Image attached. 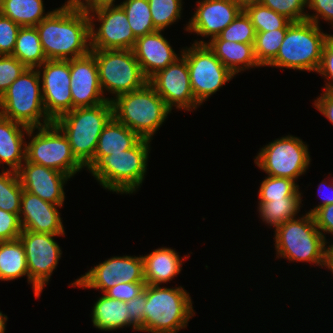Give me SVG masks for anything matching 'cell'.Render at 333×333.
I'll list each match as a JSON object with an SVG mask.
<instances>
[{
	"label": "cell",
	"instance_id": "1",
	"mask_svg": "<svg viewBox=\"0 0 333 333\" xmlns=\"http://www.w3.org/2000/svg\"><path fill=\"white\" fill-rule=\"evenodd\" d=\"M35 27L47 60H70L91 51L89 14L78 7L56 8Z\"/></svg>",
	"mask_w": 333,
	"mask_h": 333
},
{
	"label": "cell",
	"instance_id": "2",
	"mask_svg": "<svg viewBox=\"0 0 333 333\" xmlns=\"http://www.w3.org/2000/svg\"><path fill=\"white\" fill-rule=\"evenodd\" d=\"M113 117L110 100L93 107L68 111L53 122L67 137L76 160L85 168L94 158L99 136Z\"/></svg>",
	"mask_w": 333,
	"mask_h": 333
},
{
	"label": "cell",
	"instance_id": "3",
	"mask_svg": "<svg viewBox=\"0 0 333 333\" xmlns=\"http://www.w3.org/2000/svg\"><path fill=\"white\" fill-rule=\"evenodd\" d=\"M194 312L190 294L183 287L146 285L143 327L139 331L176 333L186 328Z\"/></svg>",
	"mask_w": 333,
	"mask_h": 333
},
{
	"label": "cell",
	"instance_id": "4",
	"mask_svg": "<svg viewBox=\"0 0 333 333\" xmlns=\"http://www.w3.org/2000/svg\"><path fill=\"white\" fill-rule=\"evenodd\" d=\"M113 116L142 139L151 140L171 110L147 82L142 88L110 99Z\"/></svg>",
	"mask_w": 333,
	"mask_h": 333
},
{
	"label": "cell",
	"instance_id": "5",
	"mask_svg": "<svg viewBox=\"0 0 333 333\" xmlns=\"http://www.w3.org/2000/svg\"><path fill=\"white\" fill-rule=\"evenodd\" d=\"M151 140L141 139L133 148L103 157L91 170L103 188L116 193H133L147 172Z\"/></svg>",
	"mask_w": 333,
	"mask_h": 333
},
{
	"label": "cell",
	"instance_id": "6",
	"mask_svg": "<svg viewBox=\"0 0 333 333\" xmlns=\"http://www.w3.org/2000/svg\"><path fill=\"white\" fill-rule=\"evenodd\" d=\"M329 37L330 34L321 32L320 27L309 20L292 22L276 57L267 66L317 72Z\"/></svg>",
	"mask_w": 333,
	"mask_h": 333
},
{
	"label": "cell",
	"instance_id": "7",
	"mask_svg": "<svg viewBox=\"0 0 333 333\" xmlns=\"http://www.w3.org/2000/svg\"><path fill=\"white\" fill-rule=\"evenodd\" d=\"M274 238L278 258L325 267L328 242L316 227L312 214L284 222L275 229Z\"/></svg>",
	"mask_w": 333,
	"mask_h": 333
},
{
	"label": "cell",
	"instance_id": "8",
	"mask_svg": "<svg viewBox=\"0 0 333 333\" xmlns=\"http://www.w3.org/2000/svg\"><path fill=\"white\" fill-rule=\"evenodd\" d=\"M40 83L38 69L27 68L1 96L0 115L28 128L51 124L53 120L46 114Z\"/></svg>",
	"mask_w": 333,
	"mask_h": 333
},
{
	"label": "cell",
	"instance_id": "9",
	"mask_svg": "<svg viewBox=\"0 0 333 333\" xmlns=\"http://www.w3.org/2000/svg\"><path fill=\"white\" fill-rule=\"evenodd\" d=\"M91 52L97 62L103 94L106 89L117 97L140 89L148 82L132 50L91 49Z\"/></svg>",
	"mask_w": 333,
	"mask_h": 333
},
{
	"label": "cell",
	"instance_id": "10",
	"mask_svg": "<svg viewBox=\"0 0 333 333\" xmlns=\"http://www.w3.org/2000/svg\"><path fill=\"white\" fill-rule=\"evenodd\" d=\"M35 129L38 132L34 136ZM27 134L33 136L26 145V159L29 162L55 169L70 177L84 168L74 157L67 137L54 122L29 128Z\"/></svg>",
	"mask_w": 333,
	"mask_h": 333
},
{
	"label": "cell",
	"instance_id": "11",
	"mask_svg": "<svg viewBox=\"0 0 333 333\" xmlns=\"http://www.w3.org/2000/svg\"><path fill=\"white\" fill-rule=\"evenodd\" d=\"M307 146L298 137L292 135L281 137L261 148L254 162L268 176L295 181L310 165Z\"/></svg>",
	"mask_w": 333,
	"mask_h": 333
},
{
	"label": "cell",
	"instance_id": "12",
	"mask_svg": "<svg viewBox=\"0 0 333 333\" xmlns=\"http://www.w3.org/2000/svg\"><path fill=\"white\" fill-rule=\"evenodd\" d=\"M181 55L187 61L192 92L200 105L234 77L206 44L193 43Z\"/></svg>",
	"mask_w": 333,
	"mask_h": 333
},
{
	"label": "cell",
	"instance_id": "13",
	"mask_svg": "<svg viewBox=\"0 0 333 333\" xmlns=\"http://www.w3.org/2000/svg\"><path fill=\"white\" fill-rule=\"evenodd\" d=\"M87 13L90 19L91 49H133L137 38L134 36L127 15L120 5H103ZM95 16L97 19H94ZM94 20L100 22V26L96 30Z\"/></svg>",
	"mask_w": 333,
	"mask_h": 333
},
{
	"label": "cell",
	"instance_id": "14",
	"mask_svg": "<svg viewBox=\"0 0 333 333\" xmlns=\"http://www.w3.org/2000/svg\"><path fill=\"white\" fill-rule=\"evenodd\" d=\"M61 235L65 234L22 230L19 236L26 254L29 283L32 284L35 297L40 296L61 258V249L54 240L55 236Z\"/></svg>",
	"mask_w": 333,
	"mask_h": 333
},
{
	"label": "cell",
	"instance_id": "15",
	"mask_svg": "<svg viewBox=\"0 0 333 333\" xmlns=\"http://www.w3.org/2000/svg\"><path fill=\"white\" fill-rule=\"evenodd\" d=\"M133 282H145L142 256L111 257L91 268L72 286L100 289L104 294L117 284Z\"/></svg>",
	"mask_w": 333,
	"mask_h": 333
},
{
	"label": "cell",
	"instance_id": "16",
	"mask_svg": "<svg viewBox=\"0 0 333 333\" xmlns=\"http://www.w3.org/2000/svg\"><path fill=\"white\" fill-rule=\"evenodd\" d=\"M37 69L42 79L44 108L46 114L54 121L60 115L73 110L70 60H46ZM40 69H43V72Z\"/></svg>",
	"mask_w": 333,
	"mask_h": 333
},
{
	"label": "cell",
	"instance_id": "17",
	"mask_svg": "<svg viewBox=\"0 0 333 333\" xmlns=\"http://www.w3.org/2000/svg\"><path fill=\"white\" fill-rule=\"evenodd\" d=\"M148 82L170 110L174 106L190 111L200 106L192 92L187 61L182 55L165 69L159 70Z\"/></svg>",
	"mask_w": 333,
	"mask_h": 333
},
{
	"label": "cell",
	"instance_id": "18",
	"mask_svg": "<svg viewBox=\"0 0 333 333\" xmlns=\"http://www.w3.org/2000/svg\"><path fill=\"white\" fill-rule=\"evenodd\" d=\"M70 80L73 109L93 107L110 100L103 96L97 62L91 51L70 59Z\"/></svg>",
	"mask_w": 333,
	"mask_h": 333
},
{
	"label": "cell",
	"instance_id": "19",
	"mask_svg": "<svg viewBox=\"0 0 333 333\" xmlns=\"http://www.w3.org/2000/svg\"><path fill=\"white\" fill-rule=\"evenodd\" d=\"M22 188L42 200L63 205L64 184L71 177L55 169L29 162L27 159L17 171Z\"/></svg>",
	"mask_w": 333,
	"mask_h": 333
},
{
	"label": "cell",
	"instance_id": "20",
	"mask_svg": "<svg viewBox=\"0 0 333 333\" xmlns=\"http://www.w3.org/2000/svg\"><path fill=\"white\" fill-rule=\"evenodd\" d=\"M186 31L202 37H217L243 10L236 0H199Z\"/></svg>",
	"mask_w": 333,
	"mask_h": 333
},
{
	"label": "cell",
	"instance_id": "21",
	"mask_svg": "<svg viewBox=\"0 0 333 333\" xmlns=\"http://www.w3.org/2000/svg\"><path fill=\"white\" fill-rule=\"evenodd\" d=\"M23 189L19 219L22 230L37 233L65 234L58 207ZM57 207V208H56Z\"/></svg>",
	"mask_w": 333,
	"mask_h": 333
},
{
	"label": "cell",
	"instance_id": "22",
	"mask_svg": "<svg viewBox=\"0 0 333 333\" xmlns=\"http://www.w3.org/2000/svg\"><path fill=\"white\" fill-rule=\"evenodd\" d=\"M132 51L148 80L159 70L165 69L180 58L164 38L161 30L138 37Z\"/></svg>",
	"mask_w": 333,
	"mask_h": 333
},
{
	"label": "cell",
	"instance_id": "23",
	"mask_svg": "<svg viewBox=\"0 0 333 333\" xmlns=\"http://www.w3.org/2000/svg\"><path fill=\"white\" fill-rule=\"evenodd\" d=\"M194 44H206L234 76L242 70L260 67L254 54V44L221 40L218 36L208 43L195 40Z\"/></svg>",
	"mask_w": 333,
	"mask_h": 333
},
{
	"label": "cell",
	"instance_id": "24",
	"mask_svg": "<svg viewBox=\"0 0 333 333\" xmlns=\"http://www.w3.org/2000/svg\"><path fill=\"white\" fill-rule=\"evenodd\" d=\"M28 131L27 126L0 115V163L9 166L8 170L17 172L26 160L24 134Z\"/></svg>",
	"mask_w": 333,
	"mask_h": 333
},
{
	"label": "cell",
	"instance_id": "25",
	"mask_svg": "<svg viewBox=\"0 0 333 333\" xmlns=\"http://www.w3.org/2000/svg\"><path fill=\"white\" fill-rule=\"evenodd\" d=\"M142 138L114 116L102 130L93 160L86 166L91 170L103 157L133 148Z\"/></svg>",
	"mask_w": 333,
	"mask_h": 333
},
{
	"label": "cell",
	"instance_id": "26",
	"mask_svg": "<svg viewBox=\"0 0 333 333\" xmlns=\"http://www.w3.org/2000/svg\"><path fill=\"white\" fill-rule=\"evenodd\" d=\"M144 280L146 285H160L171 281L181 271L182 261L178 253L171 248H158L142 256Z\"/></svg>",
	"mask_w": 333,
	"mask_h": 333
},
{
	"label": "cell",
	"instance_id": "27",
	"mask_svg": "<svg viewBox=\"0 0 333 333\" xmlns=\"http://www.w3.org/2000/svg\"><path fill=\"white\" fill-rule=\"evenodd\" d=\"M92 311L93 325L100 330L112 331L132 325L128 304L105 294L98 298Z\"/></svg>",
	"mask_w": 333,
	"mask_h": 333
},
{
	"label": "cell",
	"instance_id": "28",
	"mask_svg": "<svg viewBox=\"0 0 333 333\" xmlns=\"http://www.w3.org/2000/svg\"><path fill=\"white\" fill-rule=\"evenodd\" d=\"M44 11L43 0H0V14L20 27H35L53 12Z\"/></svg>",
	"mask_w": 333,
	"mask_h": 333
},
{
	"label": "cell",
	"instance_id": "29",
	"mask_svg": "<svg viewBox=\"0 0 333 333\" xmlns=\"http://www.w3.org/2000/svg\"><path fill=\"white\" fill-rule=\"evenodd\" d=\"M22 276H27L29 283L26 254L20 239L1 241L0 280H15Z\"/></svg>",
	"mask_w": 333,
	"mask_h": 333
},
{
	"label": "cell",
	"instance_id": "30",
	"mask_svg": "<svg viewBox=\"0 0 333 333\" xmlns=\"http://www.w3.org/2000/svg\"><path fill=\"white\" fill-rule=\"evenodd\" d=\"M27 68H38L46 60L36 27H21L12 54Z\"/></svg>",
	"mask_w": 333,
	"mask_h": 333
},
{
	"label": "cell",
	"instance_id": "31",
	"mask_svg": "<svg viewBox=\"0 0 333 333\" xmlns=\"http://www.w3.org/2000/svg\"><path fill=\"white\" fill-rule=\"evenodd\" d=\"M301 198H282L269 202H259L258 210L262 220L275 229L284 222L296 218L300 211Z\"/></svg>",
	"mask_w": 333,
	"mask_h": 333
},
{
	"label": "cell",
	"instance_id": "32",
	"mask_svg": "<svg viewBox=\"0 0 333 333\" xmlns=\"http://www.w3.org/2000/svg\"><path fill=\"white\" fill-rule=\"evenodd\" d=\"M136 38L155 32L148 0H125L119 4Z\"/></svg>",
	"mask_w": 333,
	"mask_h": 333
},
{
	"label": "cell",
	"instance_id": "33",
	"mask_svg": "<svg viewBox=\"0 0 333 333\" xmlns=\"http://www.w3.org/2000/svg\"><path fill=\"white\" fill-rule=\"evenodd\" d=\"M243 10L249 16L256 33L275 29H287L292 23L285 16L278 14L261 3L246 5Z\"/></svg>",
	"mask_w": 333,
	"mask_h": 333
},
{
	"label": "cell",
	"instance_id": "34",
	"mask_svg": "<svg viewBox=\"0 0 333 333\" xmlns=\"http://www.w3.org/2000/svg\"><path fill=\"white\" fill-rule=\"evenodd\" d=\"M23 188L17 172H0V209L19 216Z\"/></svg>",
	"mask_w": 333,
	"mask_h": 333
},
{
	"label": "cell",
	"instance_id": "35",
	"mask_svg": "<svg viewBox=\"0 0 333 333\" xmlns=\"http://www.w3.org/2000/svg\"><path fill=\"white\" fill-rule=\"evenodd\" d=\"M299 186L289 178L267 176L260 185L259 202H269L282 198H301Z\"/></svg>",
	"mask_w": 333,
	"mask_h": 333
},
{
	"label": "cell",
	"instance_id": "36",
	"mask_svg": "<svg viewBox=\"0 0 333 333\" xmlns=\"http://www.w3.org/2000/svg\"><path fill=\"white\" fill-rule=\"evenodd\" d=\"M287 29H275L257 32L254 43V54L260 66H267L277 55Z\"/></svg>",
	"mask_w": 333,
	"mask_h": 333
},
{
	"label": "cell",
	"instance_id": "37",
	"mask_svg": "<svg viewBox=\"0 0 333 333\" xmlns=\"http://www.w3.org/2000/svg\"><path fill=\"white\" fill-rule=\"evenodd\" d=\"M152 22L157 30L163 31L181 19L182 0H148Z\"/></svg>",
	"mask_w": 333,
	"mask_h": 333
},
{
	"label": "cell",
	"instance_id": "38",
	"mask_svg": "<svg viewBox=\"0 0 333 333\" xmlns=\"http://www.w3.org/2000/svg\"><path fill=\"white\" fill-rule=\"evenodd\" d=\"M255 36L254 26L244 10L218 35L221 40L245 44H254Z\"/></svg>",
	"mask_w": 333,
	"mask_h": 333
},
{
	"label": "cell",
	"instance_id": "39",
	"mask_svg": "<svg viewBox=\"0 0 333 333\" xmlns=\"http://www.w3.org/2000/svg\"><path fill=\"white\" fill-rule=\"evenodd\" d=\"M260 3L285 16L291 22L306 20L308 14L304 12L307 0H261Z\"/></svg>",
	"mask_w": 333,
	"mask_h": 333
},
{
	"label": "cell",
	"instance_id": "40",
	"mask_svg": "<svg viewBox=\"0 0 333 333\" xmlns=\"http://www.w3.org/2000/svg\"><path fill=\"white\" fill-rule=\"evenodd\" d=\"M26 69L16 57L0 55V98Z\"/></svg>",
	"mask_w": 333,
	"mask_h": 333
},
{
	"label": "cell",
	"instance_id": "41",
	"mask_svg": "<svg viewBox=\"0 0 333 333\" xmlns=\"http://www.w3.org/2000/svg\"><path fill=\"white\" fill-rule=\"evenodd\" d=\"M21 27L0 14V55H12L18 31Z\"/></svg>",
	"mask_w": 333,
	"mask_h": 333
},
{
	"label": "cell",
	"instance_id": "42",
	"mask_svg": "<svg viewBox=\"0 0 333 333\" xmlns=\"http://www.w3.org/2000/svg\"><path fill=\"white\" fill-rule=\"evenodd\" d=\"M21 232L19 216L0 209V242L18 239Z\"/></svg>",
	"mask_w": 333,
	"mask_h": 333
},
{
	"label": "cell",
	"instance_id": "43",
	"mask_svg": "<svg viewBox=\"0 0 333 333\" xmlns=\"http://www.w3.org/2000/svg\"><path fill=\"white\" fill-rule=\"evenodd\" d=\"M146 287L145 282L120 283L108 289L104 294L107 297L128 302L135 296L140 295Z\"/></svg>",
	"mask_w": 333,
	"mask_h": 333
},
{
	"label": "cell",
	"instance_id": "44",
	"mask_svg": "<svg viewBox=\"0 0 333 333\" xmlns=\"http://www.w3.org/2000/svg\"><path fill=\"white\" fill-rule=\"evenodd\" d=\"M317 73L324 75L327 78L326 80H329L325 84L324 90L333 93V39L331 37H329L323 47L321 63Z\"/></svg>",
	"mask_w": 333,
	"mask_h": 333
},
{
	"label": "cell",
	"instance_id": "45",
	"mask_svg": "<svg viewBox=\"0 0 333 333\" xmlns=\"http://www.w3.org/2000/svg\"><path fill=\"white\" fill-rule=\"evenodd\" d=\"M307 7L316 13L307 14L306 20L319 26V17H322L323 20L329 21L333 27V0H307Z\"/></svg>",
	"mask_w": 333,
	"mask_h": 333
},
{
	"label": "cell",
	"instance_id": "46",
	"mask_svg": "<svg viewBox=\"0 0 333 333\" xmlns=\"http://www.w3.org/2000/svg\"><path fill=\"white\" fill-rule=\"evenodd\" d=\"M130 313V323L134 330L139 331L143 327V312L146 304V287L145 290L132 300L126 302Z\"/></svg>",
	"mask_w": 333,
	"mask_h": 333
},
{
	"label": "cell",
	"instance_id": "47",
	"mask_svg": "<svg viewBox=\"0 0 333 333\" xmlns=\"http://www.w3.org/2000/svg\"><path fill=\"white\" fill-rule=\"evenodd\" d=\"M313 219L316 227L321 232L323 237H325V233H329L333 235V204L323 206L317 209L313 214ZM323 231V232H322Z\"/></svg>",
	"mask_w": 333,
	"mask_h": 333
},
{
	"label": "cell",
	"instance_id": "48",
	"mask_svg": "<svg viewBox=\"0 0 333 333\" xmlns=\"http://www.w3.org/2000/svg\"><path fill=\"white\" fill-rule=\"evenodd\" d=\"M314 105L333 124V93L324 91Z\"/></svg>",
	"mask_w": 333,
	"mask_h": 333
},
{
	"label": "cell",
	"instance_id": "49",
	"mask_svg": "<svg viewBox=\"0 0 333 333\" xmlns=\"http://www.w3.org/2000/svg\"><path fill=\"white\" fill-rule=\"evenodd\" d=\"M114 2L115 0H83L77 7L88 12L99 6L113 5Z\"/></svg>",
	"mask_w": 333,
	"mask_h": 333
},
{
	"label": "cell",
	"instance_id": "50",
	"mask_svg": "<svg viewBox=\"0 0 333 333\" xmlns=\"http://www.w3.org/2000/svg\"><path fill=\"white\" fill-rule=\"evenodd\" d=\"M318 186H319L318 188H319L320 190H321L320 187H322V186H326V187L329 189V191H331V194H332V195L327 194L324 198L321 197L322 200H323L322 203L319 204L318 206H315V208L311 209V210L308 212V213H310V214H313L317 209H319V208H321V207H323V206L333 204V181H332V183L329 184V185H326V182H325V181H322ZM319 189H318V193H319V191H320ZM328 193H329V192H328Z\"/></svg>",
	"mask_w": 333,
	"mask_h": 333
},
{
	"label": "cell",
	"instance_id": "51",
	"mask_svg": "<svg viewBox=\"0 0 333 333\" xmlns=\"http://www.w3.org/2000/svg\"><path fill=\"white\" fill-rule=\"evenodd\" d=\"M326 268L330 269L333 273V244L327 246L326 254Z\"/></svg>",
	"mask_w": 333,
	"mask_h": 333
},
{
	"label": "cell",
	"instance_id": "52",
	"mask_svg": "<svg viewBox=\"0 0 333 333\" xmlns=\"http://www.w3.org/2000/svg\"><path fill=\"white\" fill-rule=\"evenodd\" d=\"M7 319V316L0 312V333H5V324Z\"/></svg>",
	"mask_w": 333,
	"mask_h": 333
},
{
	"label": "cell",
	"instance_id": "53",
	"mask_svg": "<svg viewBox=\"0 0 333 333\" xmlns=\"http://www.w3.org/2000/svg\"><path fill=\"white\" fill-rule=\"evenodd\" d=\"M243 8L246 5L253 4V3H260L261 0H236Z\"/></svg>",
	"mask_w": 333,
	"mask_h": 333
},
{
	"label": "cell",
	"instance_id": "54",
	"mask_svg": "<svg viewBox=\"0 0 333 333\" xmlns=\"http://www.w3.org/2000/svg\"><path fill=\"white\" fill-rule=\"evenodd\" d=\"M83 1V0H82ZM81 3V0H68L62 6H70V7H77Z\"/></svg>",
	"mask_w": 333,
	"mask_h": 333
}]
</instances>
